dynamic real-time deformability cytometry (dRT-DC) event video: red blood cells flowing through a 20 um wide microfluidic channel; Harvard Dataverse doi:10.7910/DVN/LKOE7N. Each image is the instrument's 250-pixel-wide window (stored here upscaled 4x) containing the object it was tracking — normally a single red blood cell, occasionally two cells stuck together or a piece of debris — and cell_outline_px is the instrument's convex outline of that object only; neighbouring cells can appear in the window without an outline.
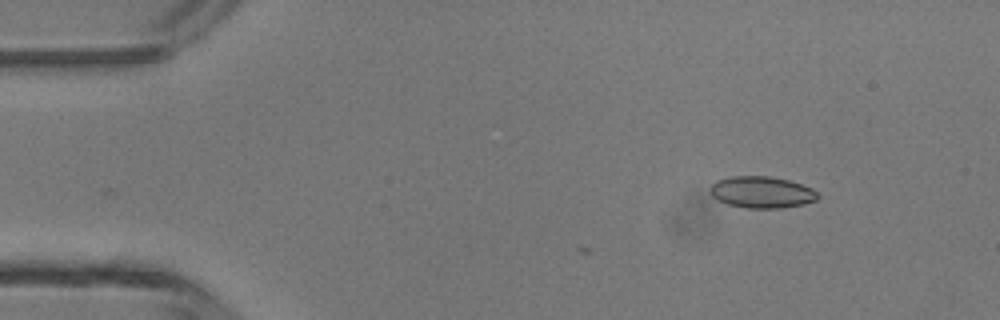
{"species": "common noctule bat (a hibernating species)", "species_latin": "Nyctalus noctula", "temperature_condition": "room temperature", "stored_images_in_passage": 5, "camera_frame_rate_fps": 3000, "um_per_image_px": 0.085, "animal": {"sex": "male", "body_mass_g": 13.3}, "frame": {"image": 1, "passage_image": 3, "time_ms": 0.667, "image_size_px": [1000, 320], "cell_outline_px": [[820, 196], [816, 200], [804, 204], [780, 208], [748, 208], [728, 204], [712, 196], [708, 192], [708, 188], [716, 180], [732, 176], [768, 176], [788, 180], [812, 188]], "centroid_in_image_um": [64.72, 16.33], "position_along_channel_um": 20.3, "area_um2": 19.83}}